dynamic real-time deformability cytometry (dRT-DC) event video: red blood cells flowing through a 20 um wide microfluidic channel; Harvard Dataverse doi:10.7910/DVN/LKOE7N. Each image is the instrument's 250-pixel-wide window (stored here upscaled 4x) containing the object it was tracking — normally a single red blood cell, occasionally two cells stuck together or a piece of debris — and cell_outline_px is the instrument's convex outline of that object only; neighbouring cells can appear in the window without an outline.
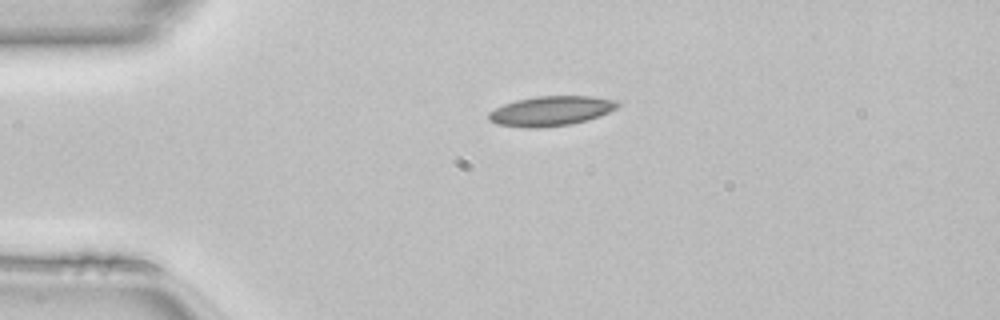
{"species": "common noctule bat (a hibernating species)", "species_latin": "Nyctalus noctula", "temperature_condition": "room temperature", "stored_images_in_passage": 39, "camera_frame_rate_fps": 3000, "um_per_image_px": 0.085, "animal": {"sex": "female", "body_mass_g": 22.7, "forearm_length_mm": 54.2}, "frame": {"image": 1, "passage_image": 1, "time_ms": 0.0, "image_size_px": [1000, 320], "cell_outline_px": [[620, 104], [616, 108], [600, 116], [588, 120], [572, 124], [540, 128], [528, 128], [496, 124], [488, 120], [488, 112], [504, 104], [516, 100], [536, 96], [592, 96], [612, 100]], "centroid_in_image_um": [46.79, 9.44], "position_along_channel_um": 38.2, "area_um2": 22.37}}
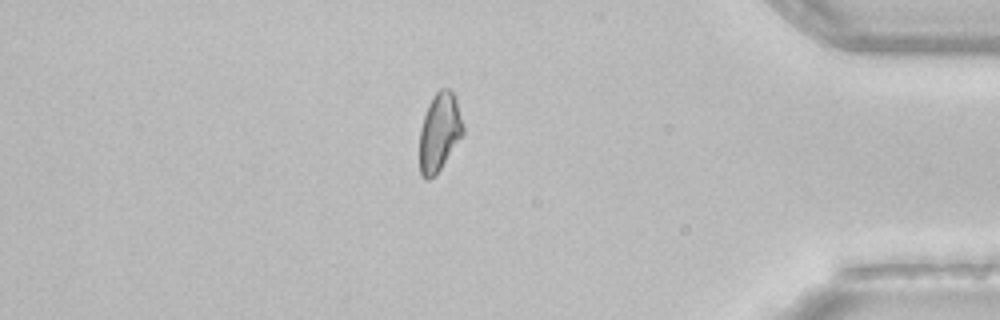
{"frame": {"image": 2, "passage_image": 32, "time_ms": 10.333, "image_size_px": [1000, 320], "cell_outline_px": [[464, 132], [440, 168], [428, 180], [424, 180], [420, 176], [420, 128], [428, 104], [432, 96], [440, 88], [448, 88], [456, 96], [464, 128]], "centroid_in_image_um": [37.34, 11.19], "position_along_channel_um": 397.9, "area_um2": 19.65}}
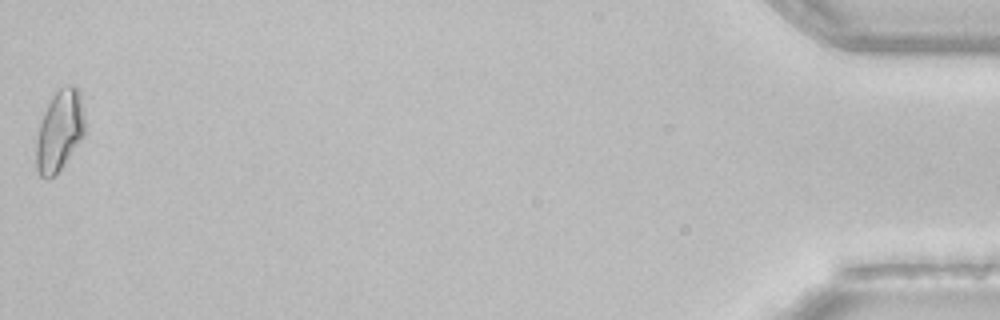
{"frame": {"image": 3, "passage_image": 39, "time_ms": 12.667, "image_size_px": [1000, 320], "cell_outline_px": [[84, 136], [60, 168], [52, 176], [44, 180], [40, 176], [36, 168], [36, 140], [40, 124], [44, 112], [52, 96], [60, 88], [68, 84], [72, 84], [80, 92], [84, 112]], "centroid_in_image_um": [5.06, 11.09], "position_along_channel_um": 430.1, "area_um2": 22.72}, "authors_computed_cell_mechanics": {"area_um2": 20.7502, "velocity_mm_per_s": 4.149, "shape_relaxation_time_tau1_ms": 5.6779, "shape_relaxation_time_tau2_ms": 3.9897, "deformation_change_tau1": 0.1153, "deformation_change_tau2": 0.101}}